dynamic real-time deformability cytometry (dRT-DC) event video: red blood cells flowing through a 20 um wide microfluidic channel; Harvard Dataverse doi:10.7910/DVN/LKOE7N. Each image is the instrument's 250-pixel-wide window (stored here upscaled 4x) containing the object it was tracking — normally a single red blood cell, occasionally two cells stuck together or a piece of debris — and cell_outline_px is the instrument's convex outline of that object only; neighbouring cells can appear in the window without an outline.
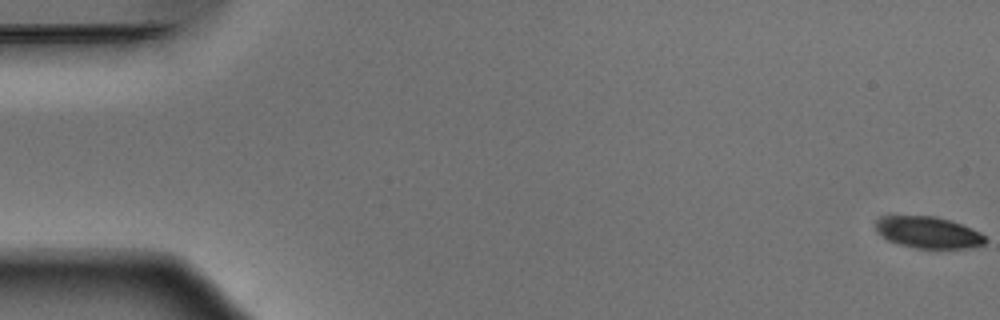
{"species": "Egyptian fruit bat (a non-hibernating species)", "species_latin": "Rousettus aegyptiacus", "temperature_condition": "warm", "stored_images_in_passage": 54, "camera_frame_rate_fps": 3000, "um_per_image_px": 0.085, "animal": {"sex": "male"}, "frame": {"image": 1, "passage_image": 1, "time_ms": 0.0, "image_size_px": [1000, 320], "cell_outline_px": [[984, 244], [956, 248], [920, 248], [904, 244], [892, 240], [884, 236], [880, 232], [880, 224], [884, 220], [892, 216], [928, 216], [948, 220], [960, 224], [984, 236]], "centroid_in_image_um": [78.99, 19.76], "position_along_channel_um": 6.0, "area_um2": 18.38}}
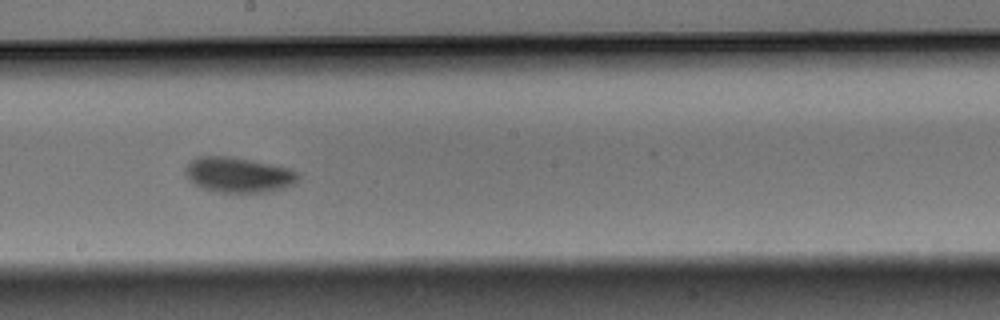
{"frame": {"image": 2, "passage_image": 30, "time_ms": 9.667, "image_size_px": [1000, 320], "cell_outline_px": [[296, 176], [292, 180], [284, 184], [268, 188], [208, 188], [200, 184], [188, 172], [188, 168], [196, 160], [244, 160], [280, 168], [292, 172]], "centroid_in_image_um": [20.24, 14.82], "position_along_channel_um": 228.0, "area_um2": 17.46}}
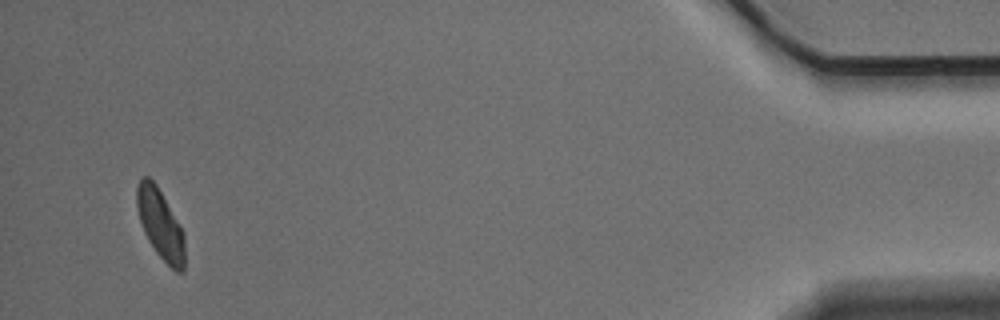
{"frame": {"image": 3, "passage_image": 51, "time_ms": 16.667, "image_size_px": [1000, 320], "cell_outline_px": [[184, 268], [180, 272], [176, 272], [160, 256], [152, 244], [140, 220], [136, 204], [136, 188], [140, 180], [144, 176], [148, 176], [156, 184], [180, 228], [184, 236]], "centroid_in_image_um": [13.62, 19.03], "position_along_channel_um": 421.6, "area_um2": 18.5}}